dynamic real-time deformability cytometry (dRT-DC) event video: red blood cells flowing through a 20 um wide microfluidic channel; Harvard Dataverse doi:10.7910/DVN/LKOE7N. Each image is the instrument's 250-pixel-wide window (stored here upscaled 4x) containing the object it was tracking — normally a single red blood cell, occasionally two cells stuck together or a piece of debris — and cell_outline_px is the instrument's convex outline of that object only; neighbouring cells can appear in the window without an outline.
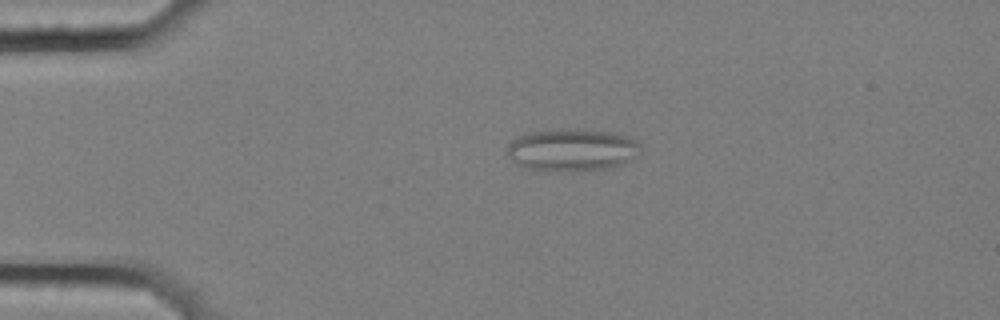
{"species": "common noctule bat (a hibernating species)", "species_latin": "Nyctalus noctula", "temperature_condition": "cold", "stored_images_in_passage": 4, "camera_frame_rate_fps": 3000, "um_per_image_px": 0.085, "animal": {"sex": "female", "body_mass_g": 25.1}, "frame": {"image": 1, "passage_image": 4, "time_ms": 1.0, "image_size_px": [1000, 320], "cell_outline_px": [[640, 152], [636, 156], [624, 164], [612, 168], [580, 172], [544, 172], [524, 168], [516, 164], [508, 152], [508, 144], [516, 136], [532, 132], [552, 128], [584, 128], [612, 132], [624, 136], [640, 144]], "centroid_in_image_um": [48.61, 12.76], "position_along_channel_um": 36.4, "area_um2": 33.99}}